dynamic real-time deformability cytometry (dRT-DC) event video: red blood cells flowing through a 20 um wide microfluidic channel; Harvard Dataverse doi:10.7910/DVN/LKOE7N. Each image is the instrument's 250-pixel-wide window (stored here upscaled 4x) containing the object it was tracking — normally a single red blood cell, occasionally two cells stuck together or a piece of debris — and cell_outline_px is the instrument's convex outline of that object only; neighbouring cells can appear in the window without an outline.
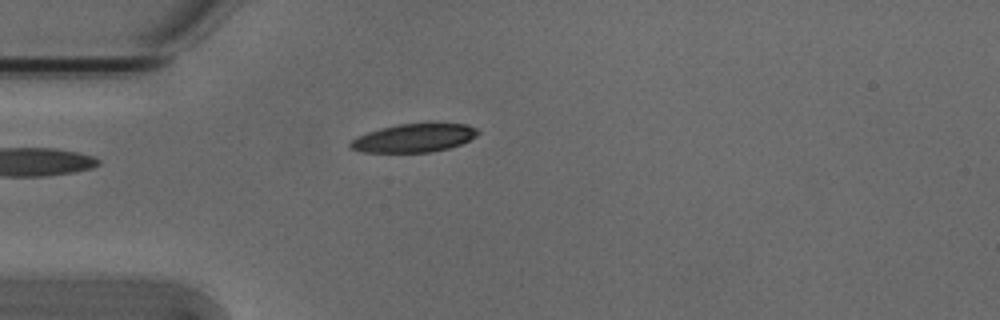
{"species": "Egyptian fruit bat (a non-hibernating species)", "species_latin": "Rousettus aegyptiacus", "temperature_condition": "cold", "stored_images_in_passage": 1, "camera_frame_rate_fps": 3000, "um_per_image_px": 0.085, "animal": {"sex": "male"}, "frame": {"image": 1, "passage_image": 1, "time_ms": 0.0, "image_size_px": [1000, 320], "cell_outline_px": [[480, 132], [476, 136], [460, 144], [448, 148], [432, 152], [360, 152], [348, 148], [348, 144], [356, 136], [380, 128], [396, 124], [428, 120], [468, 124], [476, 128]], "centroid_in_image_um": [35.2, 11.67], "position_along_channel_um": 49.8, "area_um2": 22.08}}